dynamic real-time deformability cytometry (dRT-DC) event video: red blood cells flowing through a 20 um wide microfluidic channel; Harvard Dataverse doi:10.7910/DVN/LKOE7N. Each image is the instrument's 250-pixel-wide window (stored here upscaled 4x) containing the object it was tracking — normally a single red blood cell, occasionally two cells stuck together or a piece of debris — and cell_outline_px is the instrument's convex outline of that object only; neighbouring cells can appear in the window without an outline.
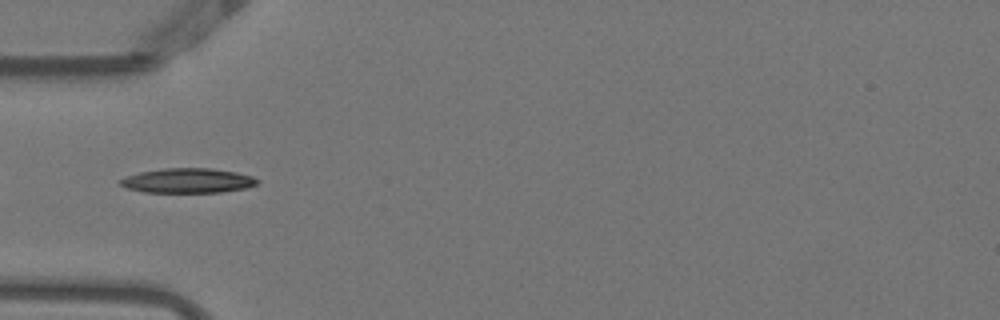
{"species": "Egyptian fruit bat (a non-hibernating species)", "species_latin": "Rousettus aegyptiacus", "temperature_condition": "warm", "stored_images_in_passage": 38, "camera_frame_rate_fps": 3000, "um_per_image_px": 0.085, "animal": {"sex": "female"}, "frame": {"image": 1, "passage_image": 2, "time_ms": 0.333, "image_size_px": [1000, 320], "cell_outline_px": [[260, 180], [256, 184], [244, 188], [220, 192], [144, 192], [128, 188], [120, 184], [120, 180], [128, 176], [140, 172], [164, 168], [212, 168], [236, 172], [252, 176]], "centroid_in_image_um": [15.98, 15.35], "position_along_channel_um": 69.0, "area_um2": 19.48}}
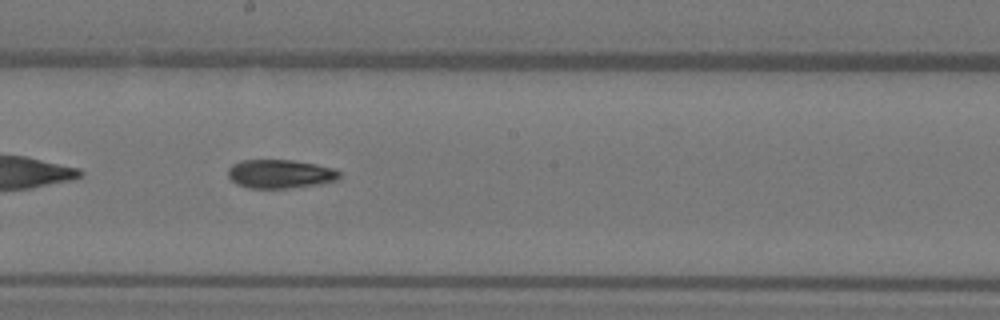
{"frame": {"image": 2, "passage_image": 14, "time_ms": 4.333, "image_size_px": [1000, 320], "cell_outline_px": [[340, 176], [336, 180], [320, 184], [292, 188], [248, 188], [236, 184], [228, 176], [228, 168], [232, 164], [240, 160], [292, 160], [316, 164], [332, 168], [340, 172]], "centroid_in_image_um": [23.79, 14.78], "position_along_channel_um": 224.4, "area_um2": 18.73}}
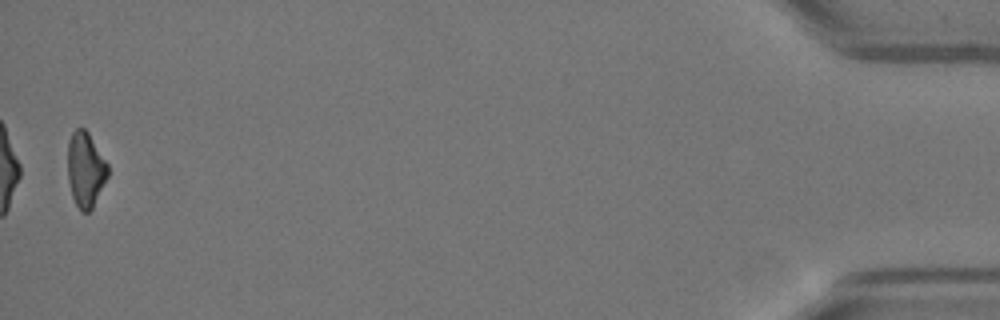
{"frame": {"image": 3, "passage_image": 37, "time_ms": 12.0, "image_size_px": [1000, 320], "cell_outline_px": [[108, 176], [92, 208], [88, 212], [80, 212], [72, 196], [68, 180], [68, 144], [72, 132], [76, 128], [84, 128], [88, 132], [108, 164]], "centroid_in_image_um": [7.26, 14.41], "position_along_channel_um": 427.9, "area_um2": 17.46}, "authors_computed_cell_mechanics": {"area_um2": 18.7561, "velocity_mm_per_s": 3.8618, "shape_relaxation_time_tau1_ms": 4.7557, "shape_relaxation_time_tau2_ms": 8.5743, "deformation_change_tau1": 0.1822, "deformation_change_tau2": 0.1265}}